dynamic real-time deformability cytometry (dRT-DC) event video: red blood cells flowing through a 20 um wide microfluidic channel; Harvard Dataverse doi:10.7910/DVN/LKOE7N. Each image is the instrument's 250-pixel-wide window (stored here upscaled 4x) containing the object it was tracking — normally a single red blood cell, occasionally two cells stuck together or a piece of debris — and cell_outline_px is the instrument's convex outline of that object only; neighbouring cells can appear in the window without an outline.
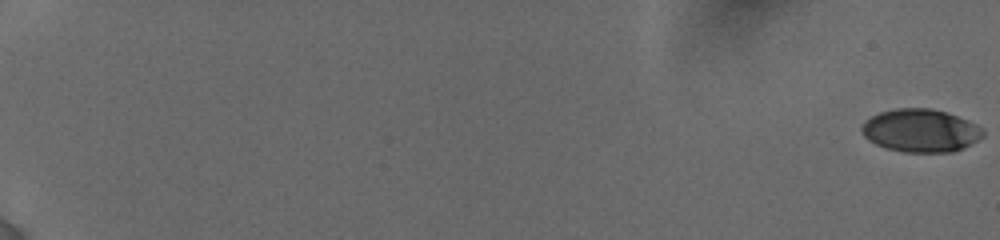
{"species": "human", "species_latin": "Homo sapiens", "temperature_condition": "cold", "stored_images_in_passage": 58, "camera_frame_rate_fps": 3000, "um_per_image_px": 0.085, "donor": {"sex": "female"}, "frame": {"image": 1, "passage_image": 1, "time_ms": 0.0, "image_size_px": [1000, 240], "cell_outline_px": [[984, 136], [964, 148], [952, 152], [904, 152], [884, 148], [868, 140], [864, 136], [860, 128], [864, 120], [880, 112], [896, 108], [932, 108], [948, 112], [968, 120], [976, 124], [984, 132]], "centroid_in_image_um": [78.24, 11.09], "position_along_channel_um": 6.8, "area_um2": 30.63}}
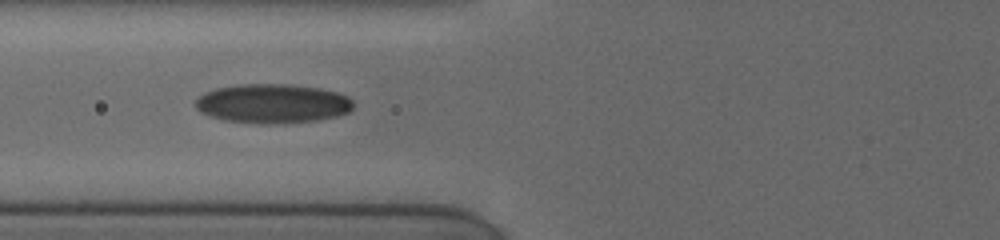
{"frame": {"image": 2, "passage_image": 33, "time_ms": 8.667, "image_size_px": [1000, 240], "cell_outline_px": [[352, 108], [348, 112], [336, 116], [316, 120], [272, 124], [260, 124], [224, 120], [200, 112], [196, 108], [196, 96], [204, 92], [216, 88], [240, 84], [292, 84], [320, 88], [336, 92], [348, 96], [352, 100]], "centroid_in_image_um": [23.14, 8.79], "position_along_channel_um": 102.7, "area_um2": 36.18}}
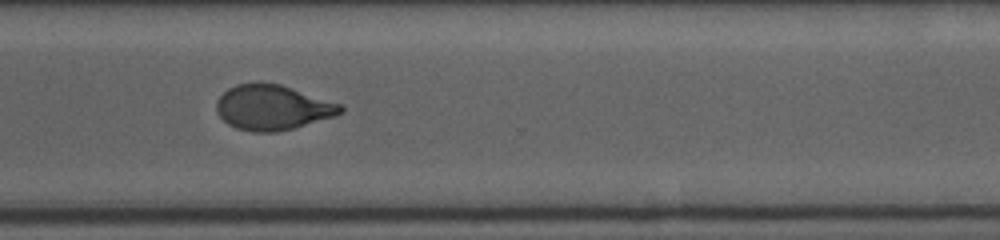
{"frame": {"image": 3, "passage_image": 57, "time_ms": 15.0, "image_size_px": [1000, 240], "cell_outline_px": [[344, 112], [336, 116], [292, 128], [276, 132], [252, 132], [236, 128], [228, 124], [216, 112], [216, 100], [228, 88], [236, 84], [280, 84], [340, 104], [344, 108]], "centroid_in_image_um": [23.15, 9.15], "position_along_channel_um": 347.4, "area_um2": 32.19}}